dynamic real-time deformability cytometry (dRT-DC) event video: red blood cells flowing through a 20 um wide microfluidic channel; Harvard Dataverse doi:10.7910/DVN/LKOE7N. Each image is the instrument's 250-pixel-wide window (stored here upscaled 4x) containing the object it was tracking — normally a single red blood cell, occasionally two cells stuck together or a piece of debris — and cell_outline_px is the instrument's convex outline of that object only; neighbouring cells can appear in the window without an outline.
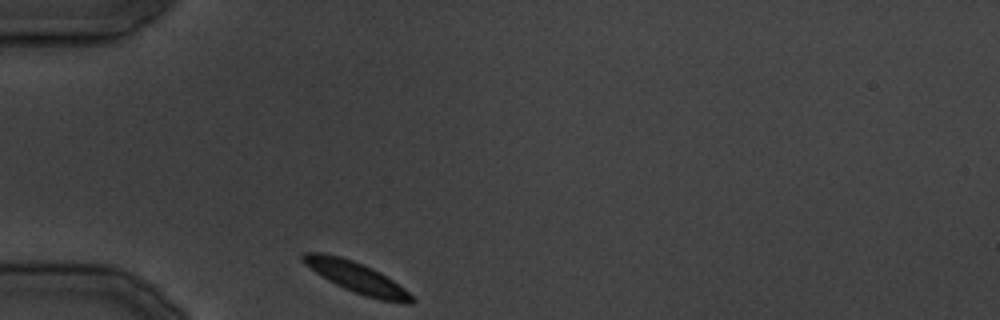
{"species": "common noctule bat (a hibernating species)", "species_latin": "Nyctalus noctula", "temperature_condition": "cold", "stored_images_in_passage": 22, "camera_frame_rate_fps": 3000, "um_per_image_px": 0.085, "animal": {"sex": "male", "body_mass_g": 19.5, "forearm_length_mm": 54.6}, "frame": {"image": 1, "passage_image": 1, "time_ms": 0.0, "image_size_px": [1000, 320], "cell_outline_px": [[416, 300], [412, 304], [404, 304], [380, 300], [364, 296], [344, 288], [328, 280], [304, 264], [300, 260], [300, 256], [304, 252], [320, 252], [340, 256], [352, 260], [372, 268], [380, 272], [404, 288]], "centroid_in_image_um": [30.31, 23.59], "position_along_channel_um": 54.7, "area_um2": 19.54}}
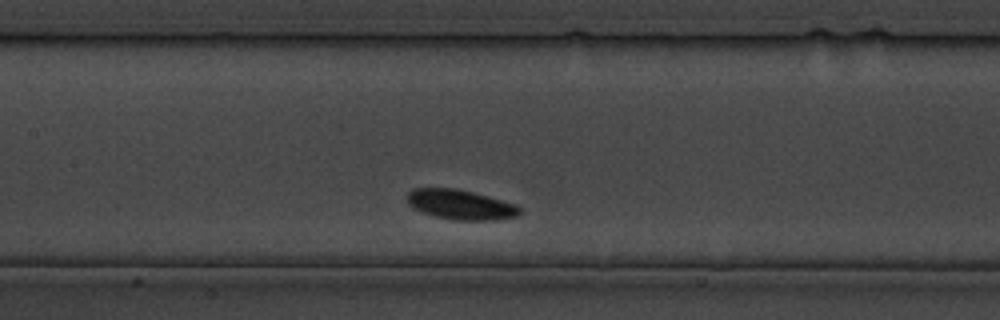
{"frame": {"image": 2, "passage_image": 9, "time_ms": 9.0, "image_size_px": [1000, 320], "cell_outline_px": [[520, 212], [516, 216], [496, 220], [452, 220], [436, 216], [412, 208], [408, 204], [404, 196], [412, 188], [456, 188], [472, 192], [516, 204], [520, 208]], "centroid_in_image_um": [39.08, 17.38], "position_along_channel_um": 168.3, "area_um2": 19.59}}
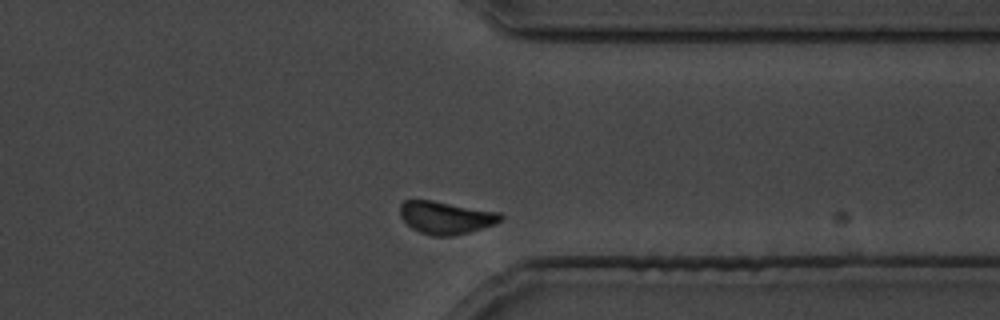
{"frame": {"image": 3, "passage_image": 20, "time_ms": 23.333, "image_size_px": [1000, 320], "cell_outline_px": [[504, 216], [496, 224], [468, 232], [452, 236], [432, 236], [420, 232], [412, 228], [400, 216], [400, 204], [404, 200], [432, 200], [500, 212]], "centroid_in_image_um": [37.9, 18.49], "position_along_channel_um": 373.5, "area_um2": 19.13}}